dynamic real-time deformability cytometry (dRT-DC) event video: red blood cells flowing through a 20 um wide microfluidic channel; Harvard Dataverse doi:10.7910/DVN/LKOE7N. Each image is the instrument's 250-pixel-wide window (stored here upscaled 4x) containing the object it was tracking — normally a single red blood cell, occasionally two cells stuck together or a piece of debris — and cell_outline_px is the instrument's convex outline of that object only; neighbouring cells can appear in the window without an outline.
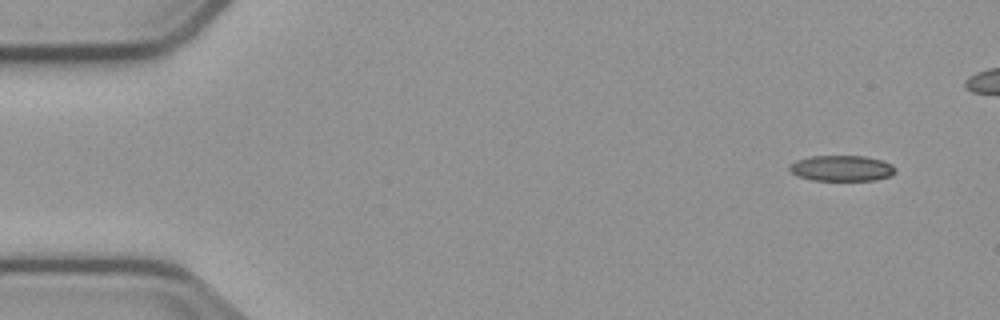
{"species": "common noctule bat (a hibernating species)", "species_latin": "Nyctalus noctula", "temperature_condition": "cold", "stored_images_in_passage": 5, "camera_frame_rate_fps": 3000, "um_per_image_px": 0.085, "animal": {"sex": "male", "body_mass_g": 23.1, "forearm_length_mm": 52.7}, "frame": {"image": 1, "passage_image": 1, "time_ms": 0.0, "image_size_px": [1000, 320], "cell_outline_px": [[896, 172], [892, 176], [876, 180], [812, 180], [796, 176], [788, 168], [796, 160], [812, 156], [864, 156], [880, 160], [892, 164], [896, 168]], "centroid_in_image_um": [71.57, 14.31], "position_along_channel_um": 13.4, "area_um2": 15.9}}